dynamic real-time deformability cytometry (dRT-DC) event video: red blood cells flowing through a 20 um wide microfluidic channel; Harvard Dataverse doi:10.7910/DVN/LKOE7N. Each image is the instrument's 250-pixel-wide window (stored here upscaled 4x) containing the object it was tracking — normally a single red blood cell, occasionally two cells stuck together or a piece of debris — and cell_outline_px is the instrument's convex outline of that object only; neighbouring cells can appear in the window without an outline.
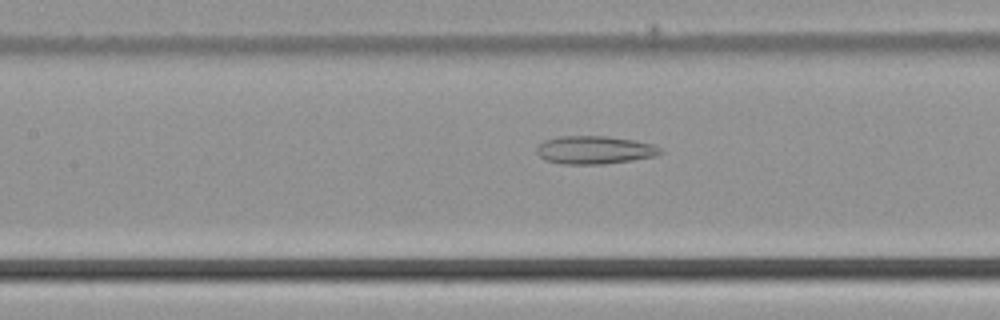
{"species": "common noctule bat (a hibernating species)", "species_latin": "Nyctalus noctula", "temperature_condition": "cold", "stored_images_in_passage": 50, "camera_frame_rate_fps": 3000, "um_per_image_px": 0.085, "animal": {"sex": "male", "body_mass_g": 21.5, "forearm_length_mm": 52.0}, "frame": {"image": 1, "passage_image": 23, "time_ms": 7.333, "image_size_px": [1000, 320], "cell_outline_px": [[664, 152], [656, 156], [632, 160], [604, 164], [564, 164], [544, 160], [536, 152], [536, 148], [544, 140], [560, 136], [608, 136], [632, 140], [652, 144], [660, 148]], "centroid_in_image_um": [50.53, 12.75], "position_along_channel_um": 156.9, "area_um2": 20.23}}
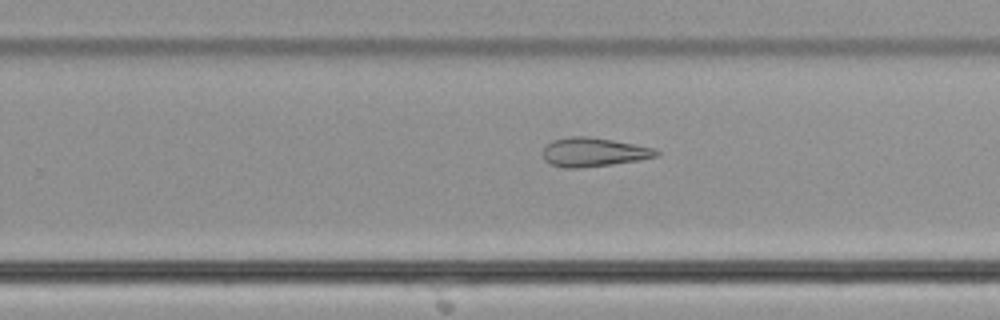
{"frame": {"image": 2, "passage_image": 32, "time_ms": 10.333, "image_size_px": [1000, 320], "cell_outline_px": [[660, 156], [612, 164], [580, 168], [564, 168], [548, 164], [544, 160], [540, 152], [552, 140], [572, 136], [584, 136], [612, 140], [652, 148], [660, 152]], "centroid_in_image_um": [50.38, 12.94], "position_along_channel_um": 279.4, "area_um2": 19.07}}
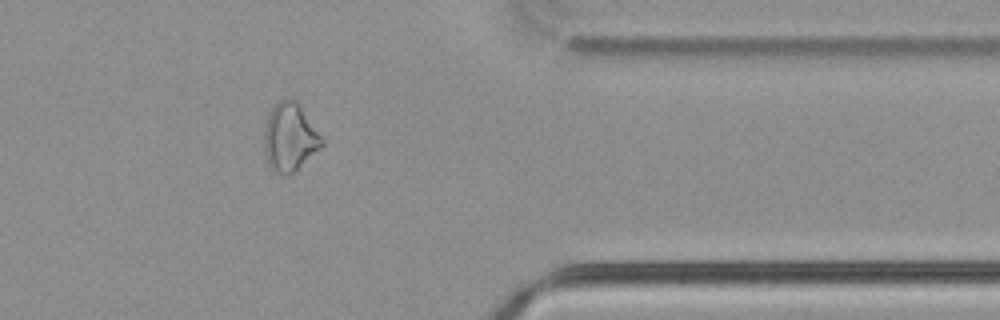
{"frame": {"image": 3, "passage_image": 41, "time_ms": 13.333, "image_size_px": [1000, 320], "cell_outline_px": [[324, 144], [296, 172], [284, 176], [272, 172], [268, 164], [264, 148], [264, 128], [268, 112], [280, 100], [296, 100], [324, 140]], "centroid_in_image_um": [24.61, 11.72], "position_along_channel_um": 386.8, "area_um2": 23.0}}